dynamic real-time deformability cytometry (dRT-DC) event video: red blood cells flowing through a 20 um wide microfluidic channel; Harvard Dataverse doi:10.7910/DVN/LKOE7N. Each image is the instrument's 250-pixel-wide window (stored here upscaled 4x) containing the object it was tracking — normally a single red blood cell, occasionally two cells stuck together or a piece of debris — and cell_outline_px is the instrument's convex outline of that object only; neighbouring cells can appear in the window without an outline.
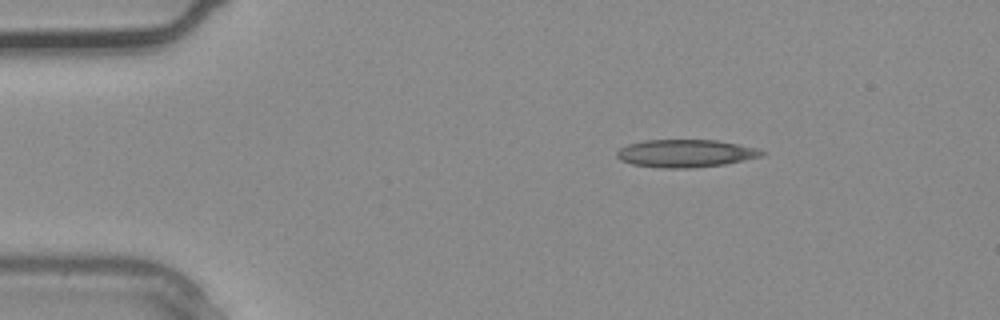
{"species": "common noctule bat (a hibernating species)", "species_latin": "Nyctalus noctula", "temperature_condition": "warm", "stored_images_in_passage": 2, "camera_frame_rate_fps": 3000, "um_per_image_px": 0.085, "animal": {"sex": "male", "body_mass_g": 20.4}, "frame": {"image": 1, "passage_image": 1, "time_ms": 0.0, "image_size_px": [1000, 320], "cell_outline_px": [[768, 152], [764, 156], [724, 164], [692, 168], [664, 168], [632, 164], [620, 160], [616, 156], [616, 152], [620, 148], [628, 144], [644, 140], [716, 140], [756, 148]], "centroid_in_image_um": [58.28, 13.04], "position_along_channel_um": 26.7, "area_um2": 23.41}}